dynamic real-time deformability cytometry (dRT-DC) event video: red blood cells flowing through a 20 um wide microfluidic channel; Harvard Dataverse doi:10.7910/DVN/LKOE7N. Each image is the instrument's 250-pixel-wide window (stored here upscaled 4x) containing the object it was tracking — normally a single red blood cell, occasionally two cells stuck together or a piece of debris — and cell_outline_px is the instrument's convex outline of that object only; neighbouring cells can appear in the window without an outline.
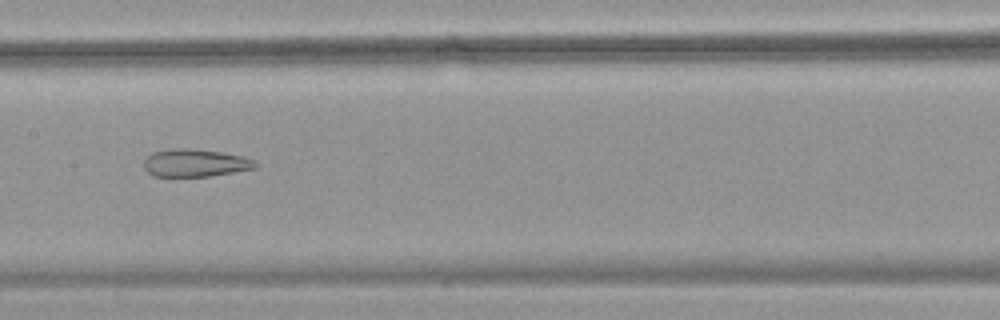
{"species": "common noctule bat (a hibernating species)", "species_latin": "Nyctalus noctula", "temperature_condition": "warm", "stored_images_in_passage": 54, "camera_frame_rate_fps": 3000, "um_per_image_px": 0.085, "animal": {"sex": "female", "body_mass_g": 18.4}, "frame": {"image": 1, "passage_image": 28, "time_ms": 9.0, "image_size_px": [1000, 320], "cell_outline_px": [[260, 164], [256, 168], [208, 176], [152, 176], [144, 168], [144, 160], [152, 152], [168, 148], [192, 148], [220, 152], [244, 156], [256, 160]], "centroid_in_image_um": [16.6, 13.83], "position_along_channel_um": 190.8, "area_um2": 18.15}}
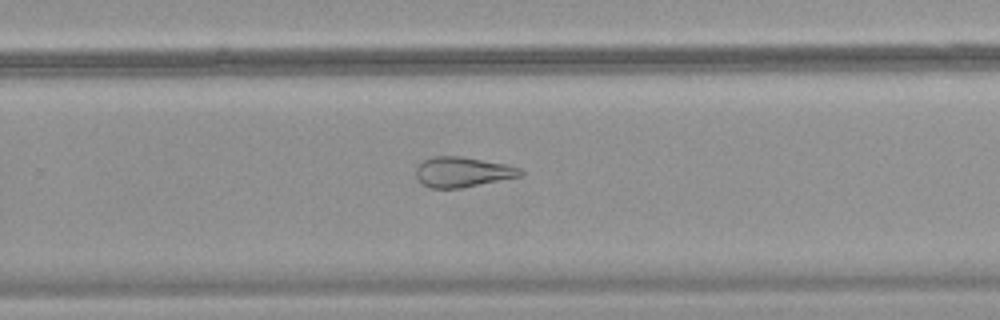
{"frame": {"image": 2, "passage_image": 36, "time_ms": 11.667, "image_size_px": [1000, 320], "cell_outline_px": [[524, 172], [520, 176], [460, 188], [428, 188], [416, 176], [416, 168], [424, 160], [432, 156], [460, 156], [504, 164], [520, 168]], "centroid_in_image_um": [39.29, 14.62], "position_along_channel_um": 290.5, "area_um2": 18.03}}
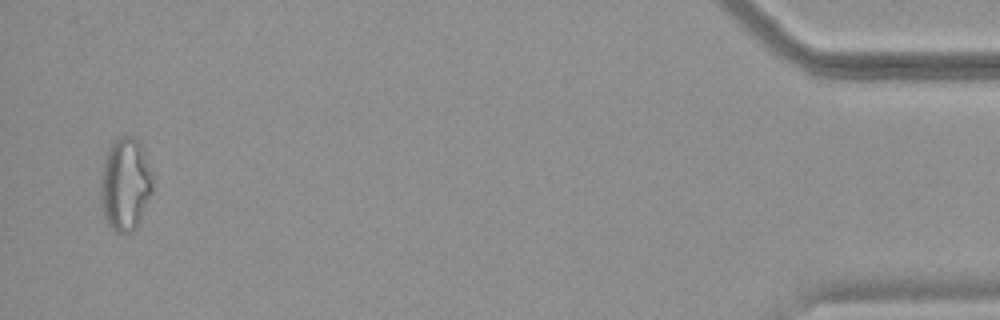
{"frame": {"image": 3, "passage_image": 53, "time_ms": 17.333, "image_size_px": [1000, 320], "cell_outline_px": [[156, 188], [136, 228], [132, 232], [116, 232], [108, 224], [104, 216], [100, 200], [100, 184], [104, 160], [108, 148], [120, 136], [136, 136], [140, 144], [152, 172]], "centroid_in_image_um": [10.68, 15.67], "position_along_channel_um": 424.5, "area_um2": 28.67}, "authors_computed_cell_mechanics": {"area_um2": 25.432, "velocity_mm_per_s": 3.7535, "shape_relaxation_time_tau1_ms": null, "shape_relaxation_time_tau2_ms": 3.1285, "deformation_change_tau1": null, "deformation_change_tau2": 0.1403}}